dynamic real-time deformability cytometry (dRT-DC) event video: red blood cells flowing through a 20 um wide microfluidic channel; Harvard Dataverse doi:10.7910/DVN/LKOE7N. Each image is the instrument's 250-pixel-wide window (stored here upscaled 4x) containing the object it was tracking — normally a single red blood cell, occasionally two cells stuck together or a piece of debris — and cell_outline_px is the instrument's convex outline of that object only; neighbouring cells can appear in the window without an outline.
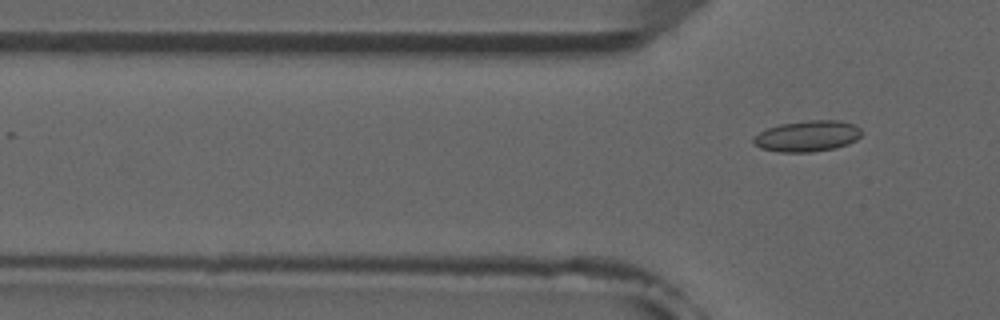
{"species": "common noctule bat (a hibernating species)", "species_latin": "Nyctalus noctula", "temperature_condition": "room temperature", "stored_images_in_passage": 6, "segment_of_instrument_passage": [2, 2], "camera_frame_rate_fps": 3000, "um_per_image_px": 0.085, "animal": {"sex": "male", "forearm_length_mm": 52.5}, "frame": {"image": 1, "passage_image": 6, "time_ms": 6.667, "image_size_px": [1000, 320], "cell_outline_px": [[860, 136], [856, 140], [848, 144], [836, 148], [812, 152], [776, 152], [760, 148], [752, 144], [752, 136], [768, 128], [780, 124], [808, 120], [840, 120], [852, 124], [860, 128]], "centroid_in_image_um": [68.58, 11.58], "position_along_channel_um": 57.2, "area_um2": 19.71}}